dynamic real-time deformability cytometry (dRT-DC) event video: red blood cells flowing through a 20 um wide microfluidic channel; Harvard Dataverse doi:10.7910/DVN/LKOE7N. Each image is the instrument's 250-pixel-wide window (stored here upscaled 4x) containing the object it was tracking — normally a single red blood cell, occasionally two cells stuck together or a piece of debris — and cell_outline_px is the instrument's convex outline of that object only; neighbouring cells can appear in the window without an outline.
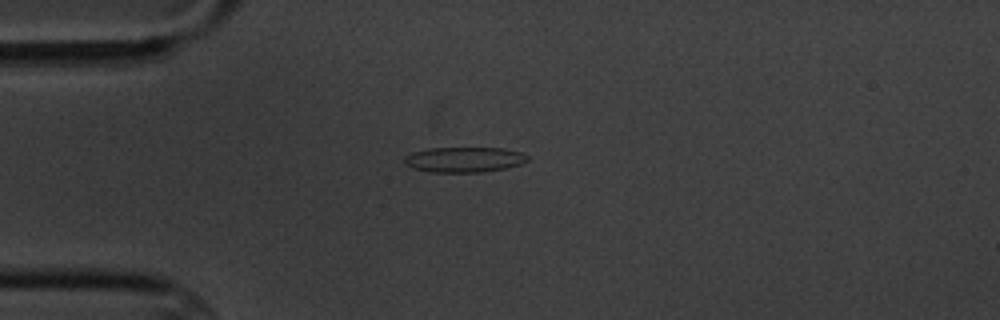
{"species": "common noctule bat (a hibernating species)", "species_latin": "Nyctalus noctula", "temperature_condition": "cold", "stored_images_in_passage": 11, "camera_frame_rate_fps": 3000, "um_per_image_px": 0.085, "animal": {"sex": "male", "body_mass_g": 20.1, "forearm_length_mm": 53.5}, "frame": {"image": 1, "passage_image": 4, "time_ms": 4.333, "image_size_px": [1000, 320], "cell_outline_px": [[528, 160], [520, 164], [504, 168], [480, 172], [428, 172], [412, 168], [404, 164], [404, 156], [412, 152], [428, 148], [504, 148], [520, 152], [528, 156]], "centroid_in_image_um": [39.4, 13.56], "position_along_channel_um": 45.6, "area_um2": 18.15}}
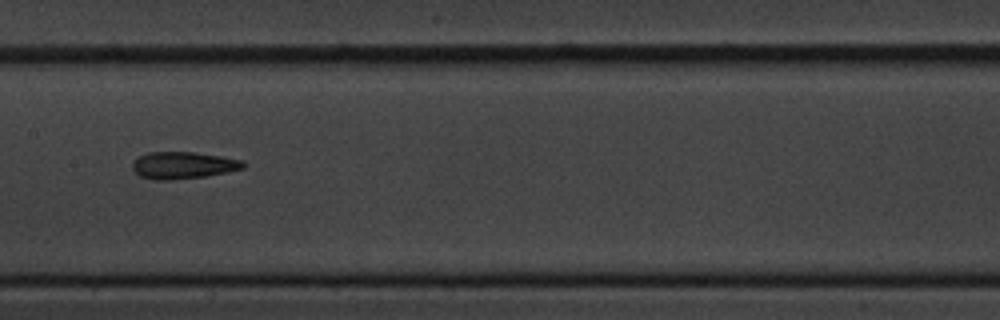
{"frame": {"image": 2, "passage_image": 8, "time_ms": 9.0, "image_size_px": [1000, 320], "cell_outline_px": [[244, 168], [204, 176], [168, 180], [160, 180], [140, 176], [132, 168], [132, 164], [140, 156], [148, 152], [196, 152], [244, 160]], "centroid_in_image_um": [15.57, 14.03], "position_along_channel_um": 191.8, "area_um2": 17.11}}
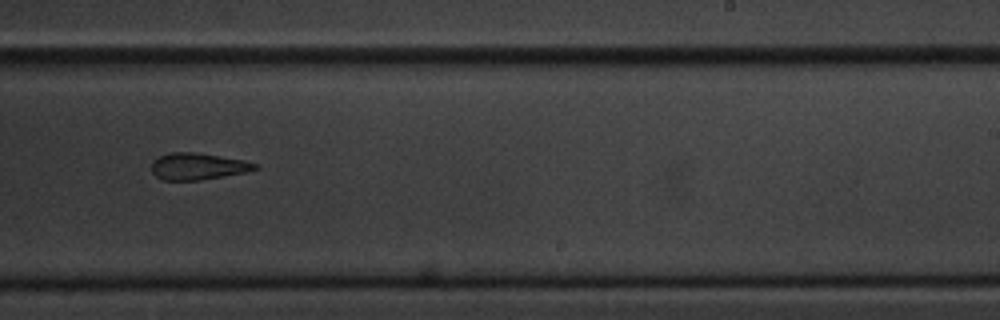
{"frame": {"image": 3, "passage_image": 10, "time_ms": 11.333, "image_size_px": [1000, 320], "cell_outline_px": [[260, 168], [248, 172], [200, 180], [164, 180], [156, 176], [152, 172], [152, 160], [168, 152], [196, 152], [244, 160], [256, 164]], "centroid_in_image_um": [16.82, 14.13], "position_along_channel_um": 272.2, "area_um2": 16.18}}